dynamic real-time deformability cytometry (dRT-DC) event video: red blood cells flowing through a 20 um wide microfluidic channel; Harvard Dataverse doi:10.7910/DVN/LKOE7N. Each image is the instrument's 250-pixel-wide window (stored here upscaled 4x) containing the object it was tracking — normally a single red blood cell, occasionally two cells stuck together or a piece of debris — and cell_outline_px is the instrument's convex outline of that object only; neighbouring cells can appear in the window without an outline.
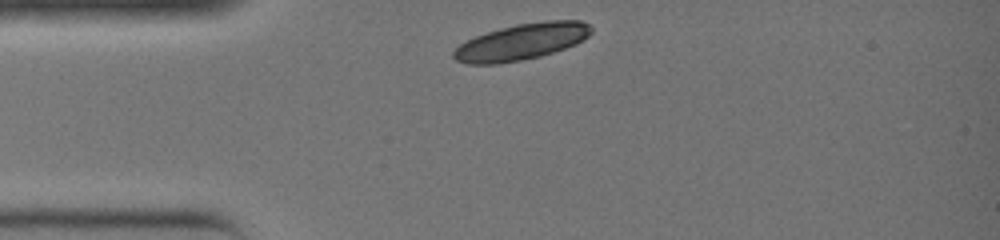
{"species": "common noctule bat (a hibernating species)", "species_latin": "Nyctalus noctula", "temperature_condition": "warm", "stored_images_in_passage": 5, "camera_frame_rate_fps": 3000, "um_per_image_px": 0.085, "animal": {"sex": "female", "body_mass_g": 19.0, "forearm_length_mm": 51.5}, "frame": {"image": 1, "passage_image": 1, "time_ms": 0.0, "image_size_px": [1000, 240], "cell_outline_px": [[592, 32], [584, 40], [576, 44], [540, 56], [520, 60], [496, 64], [468, 64], [456, 60], [452, 56], [452, 52], [460, 44], [476, 36], [488, 32], [516, 24], [548, 20], [580, 20], [588, 24], [592, 28]], "centroid_in_image_um": [44.35, 3.55], "position_along_channel_um": 40.6, "area_um2": 28.9}}
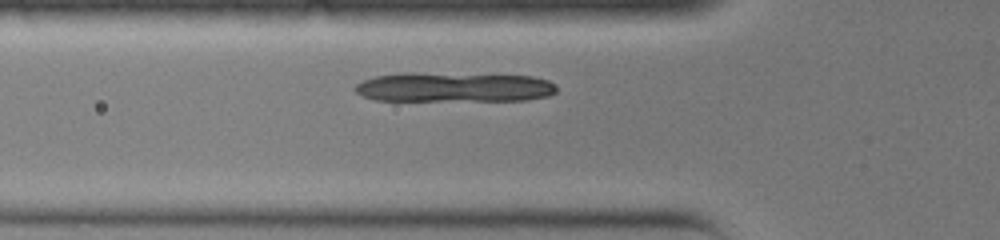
{"frame": {"image": 2, "passage_image": 5, "time_ms": 1.333, "image_size_px": [1000, 240], "cell_outline_px": [[556, 92], [548, 96], [528, 100], [376, 100], [364, 96], [356, 92], [352, 88], [356, 84], [364, 80], [376, 76], [404, 72], [412, 72], [532, 76], [548, 80], [556, 84]], "centroid_in_image_um": [38.59, 7.4], "position_along_channel_um": 87.2, "area_um2": 34.91}}